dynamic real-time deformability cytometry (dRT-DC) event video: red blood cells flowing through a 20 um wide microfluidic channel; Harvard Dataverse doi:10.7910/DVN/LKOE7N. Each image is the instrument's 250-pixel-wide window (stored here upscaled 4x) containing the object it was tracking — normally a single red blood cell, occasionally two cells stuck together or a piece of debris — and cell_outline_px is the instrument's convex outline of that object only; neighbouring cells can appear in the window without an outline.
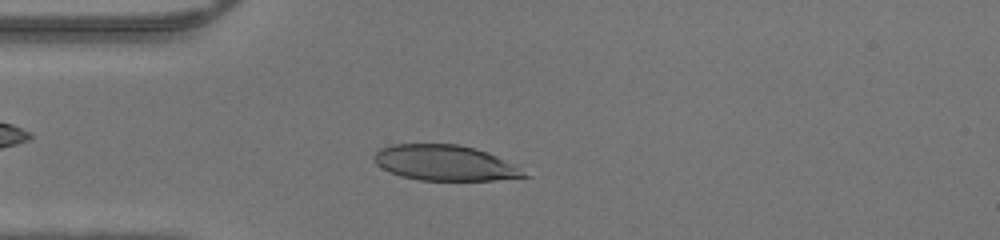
{"species": "human", "species_latin": "Homo sapiens", "temperature_condition": "warm", "stored_images_in_passage": 41, "camera_frame_rate_fps": 3000, "um_per_image_px": 0.085, "donor": {"sex": "male"}, "frame": {"image": 1, "passage_image": 10, "time_ms": 3.0, "image_size_px": [1000, 240], "cell_outline_px": [[532, 176], [496, 180], [420, 180], [400, 176], [380, 168], [372, 160], [372, 156], [380, 148], [392, 144], [456, 144], [476, 148], [488, 152], [512, 164]], "centroid_in_image_um": [37.77, 13.84], "position_along_channel_um": 47.2, "area_um2": 31.1}}
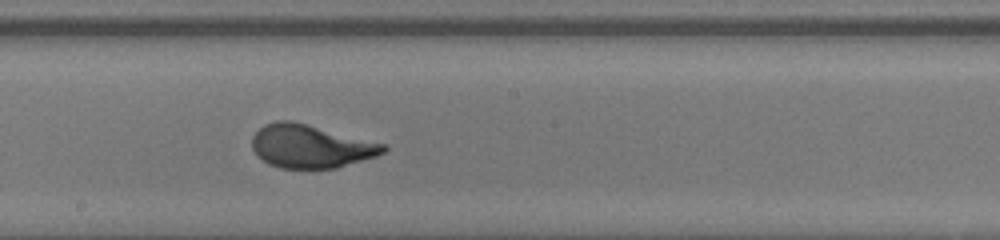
{"frame": {"image": 2, "passage_image": 23, "time_ms": 7.333, "image_size_px": [1000, 240], "cell_outline_px": [[388, 148], [384, 152], [376, 156], [336, 168], [280, 168], [268, 164], [252, 148], [252, 136], [264, 124], [276, 120], [292, 120], [388, 144]], "centroid_in_image_um": [26.43, 12.42], "position_along_channel_um": 221.8, "area_um2": 33.18}}
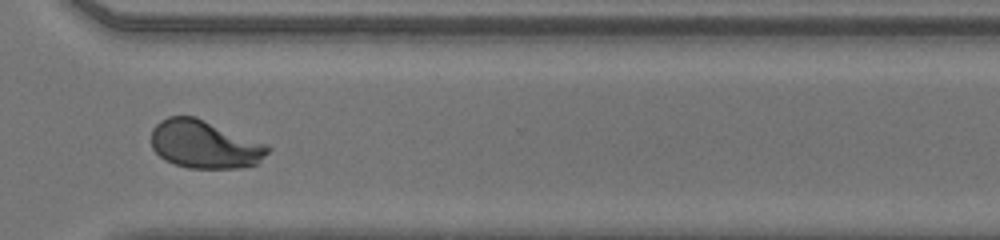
{"frame": {"image": 3, "passage_image": 32, "time_ms": 10.333, "image_size_px": [1000, 240], "cell_outline_px": [[272, 148], [256, 164], [240, 168], [188, 168], [164, 160], [152, 148], [152, 128], [160, 120], [168, 116], [196, 116], [264, 144]], "centroid_in_image_um": [17.35, 12.27], "position_along_channel_um": 353.3, "area_um2": 32.37}}